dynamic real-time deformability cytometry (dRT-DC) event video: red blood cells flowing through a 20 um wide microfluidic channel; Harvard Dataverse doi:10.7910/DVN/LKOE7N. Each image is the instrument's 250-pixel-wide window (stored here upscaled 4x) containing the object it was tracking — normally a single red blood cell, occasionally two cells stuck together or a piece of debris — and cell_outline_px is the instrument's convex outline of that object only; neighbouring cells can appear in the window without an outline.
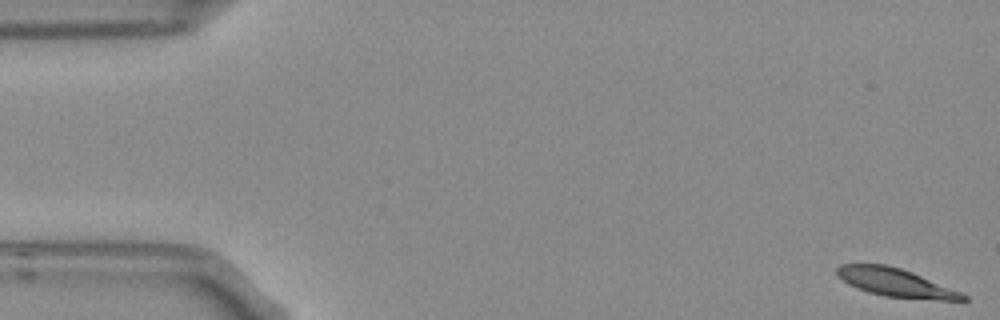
{"species": "Egyptian fruit bat (a non-hibernating species)", "species_latin": "Rousettus aegyptiacus", "temperature_condition": "room temperature", "stored_images_in_passage": 5, "camera_frame_rate_fps": 3000, "um_per_image_px": 0.085, "frame": {"image": 1, "passage_image": 1, "time_ms": 0.0, "image_size_px": [1000, 320], "cell_outline_px": [[968, 300], [940, 300], [884, 296], [868, 292], [848, 284], [836, 272], [836, 268], [840, 264], [888, 264], [912, 272], [960, 292], [968, 296]], "centroid_in_image_um": [76.12, 24.01], "position_along_channel_um": 8.9, "area_um2": 20.46}}
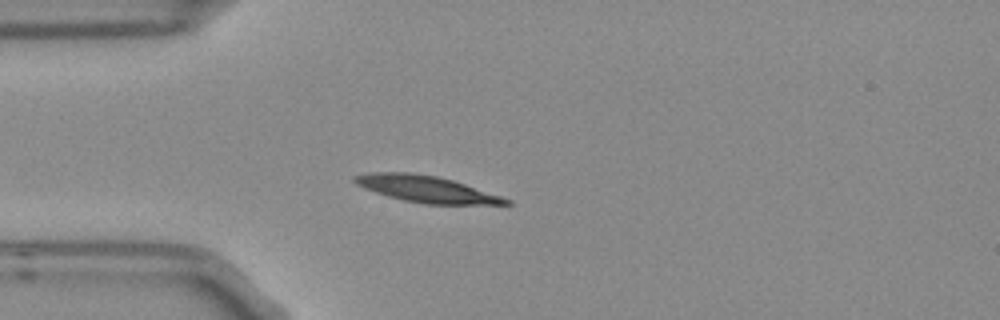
{"frame": {"image": 2, "passage_image": 4, "time_ms": 1.0, "image_size_px": [1000, 320], "cell_outline_px": [[512, 204], [424, 204], [404, 200], [388, 196], [364, 188], [356, 184], [352, 180], [352, 176], [368, 172], [412, 172], [436, 176], [452, 180], [512, 200]], "centroid_in_image_um": [36.18, 16.06], "position_along_channel_um": 48.8, "area_um2": 23.18}}